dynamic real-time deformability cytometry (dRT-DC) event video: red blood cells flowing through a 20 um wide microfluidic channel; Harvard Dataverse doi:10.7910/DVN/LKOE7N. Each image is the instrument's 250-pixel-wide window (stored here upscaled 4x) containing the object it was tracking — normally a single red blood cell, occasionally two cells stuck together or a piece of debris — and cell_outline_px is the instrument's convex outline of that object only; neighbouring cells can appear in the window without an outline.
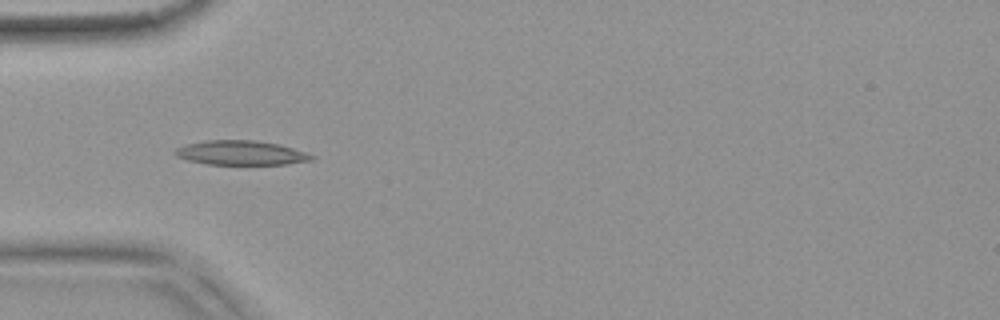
{"species": "common noctule bat (a hibernating species)", "species_latin": "Nyctalus noctula", "temperature_condition": "warm", "stored_images_in_passage": 38, "camera_frame_rate_fps": 3000, "um_per_image_px": 0.085, "animal": {"sex": "female", "body_mass_g": 18.4}, "frame": {"image": 1, "passage_image": 1, "time_ms": 0.0, "image_size_px": [1000, 320], "cell_outline_px": [[316, 156], [312, 160], [288, 164], [208, 164], [188, 160], [176, 156], [172, 152], [176, 148], [184, 144], [204, 140], [256, 140], [280, 144], [308, 152]], "centroid_in_image_um": [20.49, 12.98], "position_along_channel_um": 64.5, "area_um2": 19.65}}
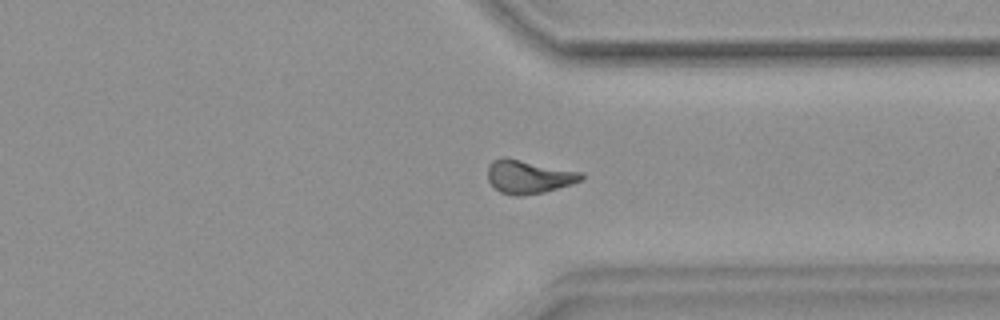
{"frame": {"image": 2, "passage_image": 25, "time_ms": 8.0, "image_size_px": [1000, 320], "cell_outline_px": [[584, 180], [572, 184], [544, 192], [520, 196], [516, 196], [500, 192], [488, 180], [488, 164], [492, 160], [500, 156], [504, 156], [584, 172]], "centroid_in_image_um": [44.96, 15.0], "position_along_channel_um": 366.4, "area_um2": 18.55}}
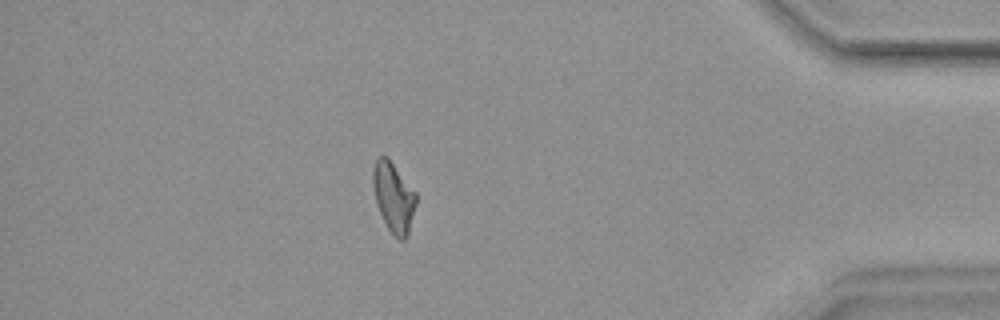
{"frame": {"image": 3, "passage_image": 31, "time_ms": 10.0, "image_size_px": [1000, 320], "cell_outline_px": [[416, 204], [408, 236], [404, 240], [400, 240], [388, 228], [376, 204], [372, 184], [372, 168], [376, 156], [388, 156], [416, 192]], "centroid_in_image_um": [33.44, 16.71], "position_along_channel_um": 401.8, "area_um2": 17.74}, "authors_computed_cell_mechanics": {"area_um2": 17.7446, "velocity_mm_per_s": 3.7882, "shape_relaxation_time_tau1_ms": null, "shape_relaxation_time_tau2_ms": 5.8451, "deformation_change_tau1": null, "deformation_change_tau2": 0.1573}}